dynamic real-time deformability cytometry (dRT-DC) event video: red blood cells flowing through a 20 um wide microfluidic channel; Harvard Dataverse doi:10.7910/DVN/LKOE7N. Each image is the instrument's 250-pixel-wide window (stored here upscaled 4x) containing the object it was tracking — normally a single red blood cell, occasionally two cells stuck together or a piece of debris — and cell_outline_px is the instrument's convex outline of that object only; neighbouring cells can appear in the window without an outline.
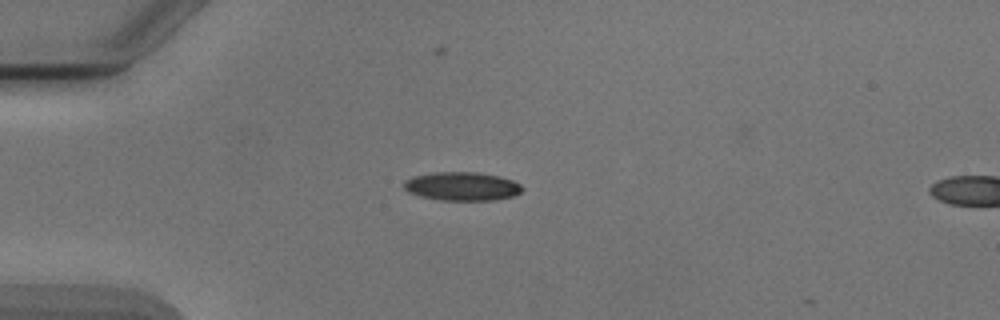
{"species": "Egyptian fruit bat (a non-hibernating species)", "species_latin": "Rousettus aegyptiacus", "temperature_condition": "cold", "stored_images_in_passage": 5, "camera_frame_rate_fps": 3000, "um_per_image_px": 0.085, "animal": {"sex": "male"}, "frame": {"image": 1, "passage_image": 3, "time_ms": 0.667, "image_size_px": [1000, 320], "cell_outline_px": [[524, 188], [520, 192], [512, 196], [492, 200], [440, 200], [420, 196], [408, 192], [404, 188], [404, 180], [412, 176], [432, 172], [480, 172], [500, 176], [512, 180], [520, 184]], "centroid_in_image_um": [39.25, 15.82], "position_along_channel_um": 45.8, "area_um2": 19.83}}